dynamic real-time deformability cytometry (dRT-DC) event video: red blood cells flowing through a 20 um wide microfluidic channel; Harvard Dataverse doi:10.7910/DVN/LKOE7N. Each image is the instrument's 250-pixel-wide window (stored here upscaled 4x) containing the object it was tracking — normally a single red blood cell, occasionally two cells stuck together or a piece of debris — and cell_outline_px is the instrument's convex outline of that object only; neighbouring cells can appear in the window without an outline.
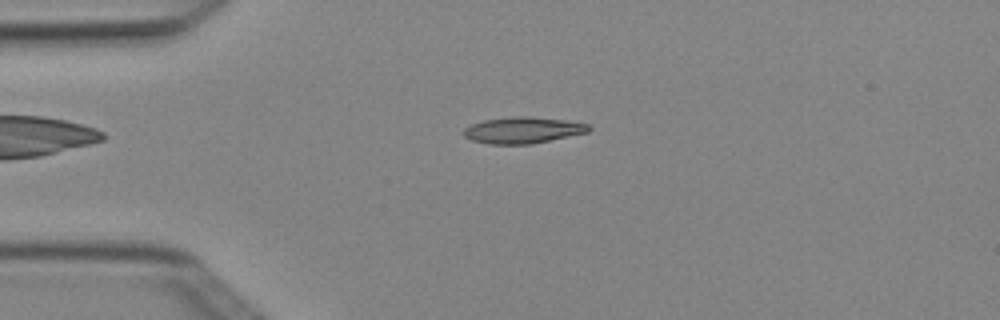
{"species": "Egyptian fruit bat (a non-hibernating species)", "species_latin": "Rousettus aegyptiacus", "temperature_condition": "cold", "stored_images_in_passage": 5, "camera_frame_rate_fps": 3000, "um_per_image_px": 0.085, "animal": {"sex": "female"}, "frame": {"image": 1, "passage_image": 4, "time_ms": 1.0, "image_size_px": [1000, 320], "cell_outline_px": [[592, 128], [588, 132], [532, 144], [488, 144], [472, 140], [464, 136], [464, 128], [472, 124], [484, 120], [512, 116], [528, 116], [564, 120], [588, 124]], "centroid_in_image_um": [44.44, 11.06], "position_along_channel_um": 40.6, "area_um2": 19.13}}